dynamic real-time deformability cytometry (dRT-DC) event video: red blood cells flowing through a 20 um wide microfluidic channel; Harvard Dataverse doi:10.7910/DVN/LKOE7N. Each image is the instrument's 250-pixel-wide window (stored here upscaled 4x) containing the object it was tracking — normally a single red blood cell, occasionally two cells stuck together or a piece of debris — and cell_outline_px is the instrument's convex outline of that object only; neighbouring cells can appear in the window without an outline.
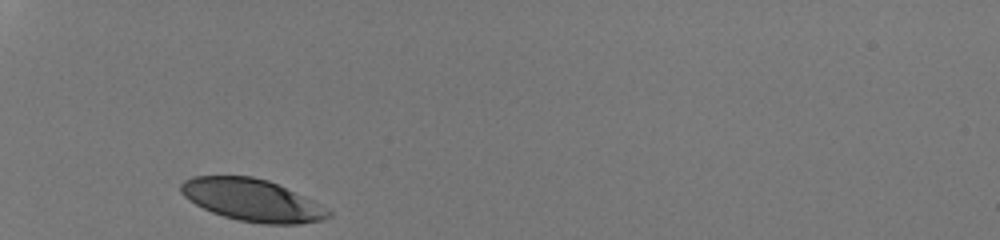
{"species": "human", "species_latin": "Homo sapiens", "temperature_condition": "room temperature", "stored_images_in_passage": 27, "camera_frame_rate_fps": 3000, "um_per_image_px": 0.085, "donor": {"sex": "male"}, "frame": {"image": 1, "passage_image": 1, "time_ms": 0.0, "image_size_px": [1000, 240], "cell_outline_px": [[332, 216], [324, 220], [300, 224], [264, 224], [240, 220], [224, 216], [212, 212], [188, 200], [180, 192], [180, 184], [184, 180], [192, 176], [252, 176], [268, 180], [312, 200], [320, 204], [332, 212]], "centroid_in_image_um": [21.44, 17.01], "position_along_channel_um": 63.6, "area_um2": 36.13}}
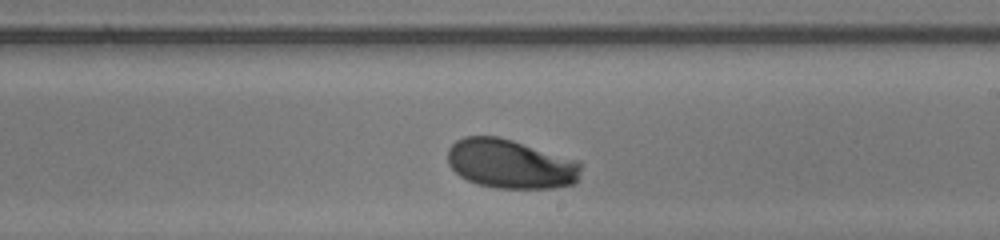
{"frame": {"image": 2, "passage_image": 16, "time_ms": 5.0, "image_size_px": [1000, 240], "cell_outline_px": [[580, 172], [576, 180], [572, 184], [552, 188], [496, 188], [480, 184], [468, 180], [460, 176], [448, 164], [448, 148], [456, 140], [464, 136], [500, 136], [580, 160]], "centroid_in_image_um": [43.39, 13.91], "position_along_channel_um": 245.6, "area_um2": 38.38}}
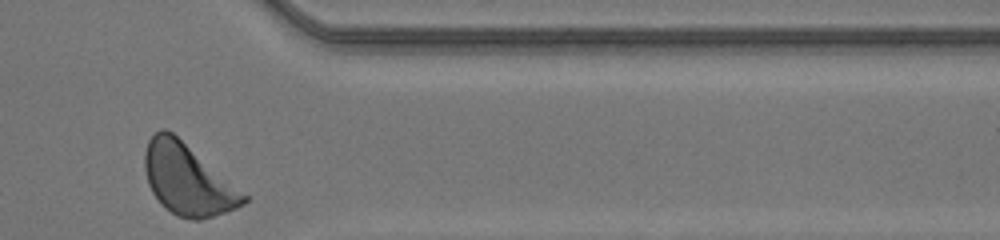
{"frame": {"image": 3, "passage_image": 27, "time_ms": 8.667, "image_size_px": [1000, 240], "cell_outline_px": [[248, 200], [244, 204], [236, 208], [200, 220], [192, 220], [176, 216], [160, 204], [152, 192], [148, 184], [144, 168], [144, 152], [148, 140], [160, 128], [164, 128], [172, 132], [248, 196]], "centroid_in_image_um": [15.91, 15.27], "position_along_channel_um": 395.5, "area_um2": 40.46}, "authors_computed_cell_mechanics": {"area_um2": 37.7434, "velocity_mm_per_s": 4.1731, "shape_relaxation_time_tau1_ms": 3.1128, "shape_relaxation_time_tau2_ms": null, "deformation_change_tau1": 0.1716, "deformation_change_tau2": null}}